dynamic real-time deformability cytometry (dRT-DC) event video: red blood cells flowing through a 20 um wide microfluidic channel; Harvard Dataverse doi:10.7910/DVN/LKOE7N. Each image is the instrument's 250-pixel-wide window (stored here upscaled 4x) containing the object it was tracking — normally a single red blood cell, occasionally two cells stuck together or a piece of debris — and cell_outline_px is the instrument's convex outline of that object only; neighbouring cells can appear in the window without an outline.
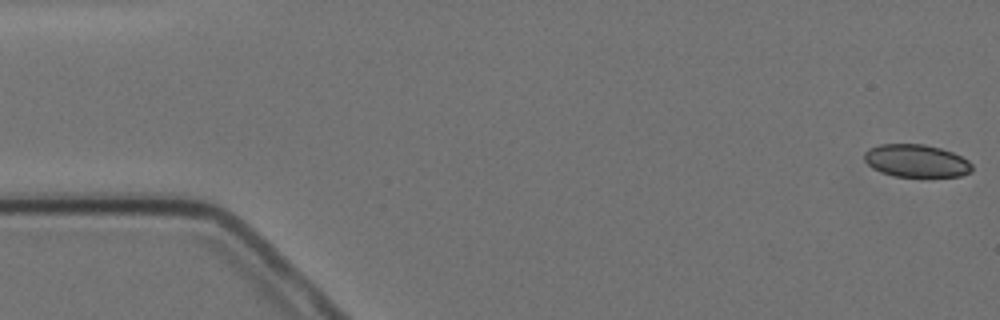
{"species": "Egyptian fruit bat (a non-hibernating species)", "species_latin": "Rousettus aegyptiacus", "temperature_condition": "cold", "stored_images_in_passage": 5, "camera_frame_rate_fps": 3000, "um_per_image_px": 0.085, "animal": {"sex": "female"}, "frame": {"image": 1, "passage_image": 1, "time_ms": 0.0, "image_size_px": [1000, 320], "cell_outline_px": [[972, 172], [960, 176], [896, 176], [880, 172], [872, 168], [864, 160], [864, 152], [868, 148], [880, 144], [924, 144], [940, 148], [952, 152], [968, 160], [972, 164]], "centroid_in_image_um": [77.87, 13.66], "position_along_channel_um": 7.1, "area_um2": 20.52}}
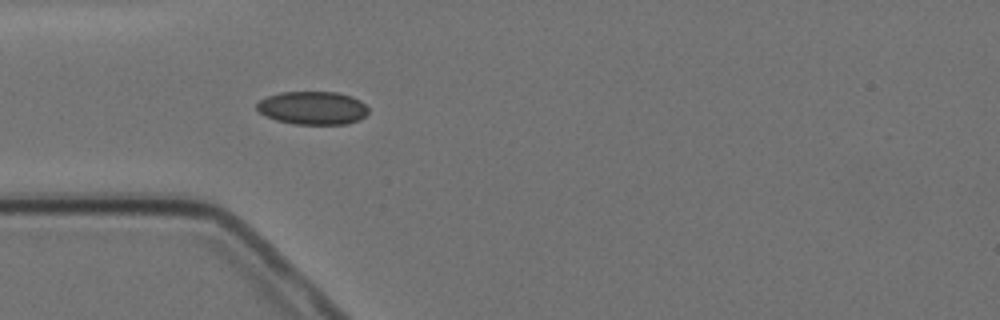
{"frame": {"image": 2, "passage_image": 5, "time_ms": 5.0, "image_size_px": [1000, 320], "cell_outline_px": [[368, 112], [360, 120], [348, 124], [292, 124], [276, 120], [264, 116], [256, 108], [256, 104], [260, 100], [268, 96], [280, 92], [336, 92], [352, 96], [360, 100], [368, 108]], "centroid_in_image_um": [26.57, 9.18], "position_along_channel_um": 58.4, "area_um2": 21.73}}